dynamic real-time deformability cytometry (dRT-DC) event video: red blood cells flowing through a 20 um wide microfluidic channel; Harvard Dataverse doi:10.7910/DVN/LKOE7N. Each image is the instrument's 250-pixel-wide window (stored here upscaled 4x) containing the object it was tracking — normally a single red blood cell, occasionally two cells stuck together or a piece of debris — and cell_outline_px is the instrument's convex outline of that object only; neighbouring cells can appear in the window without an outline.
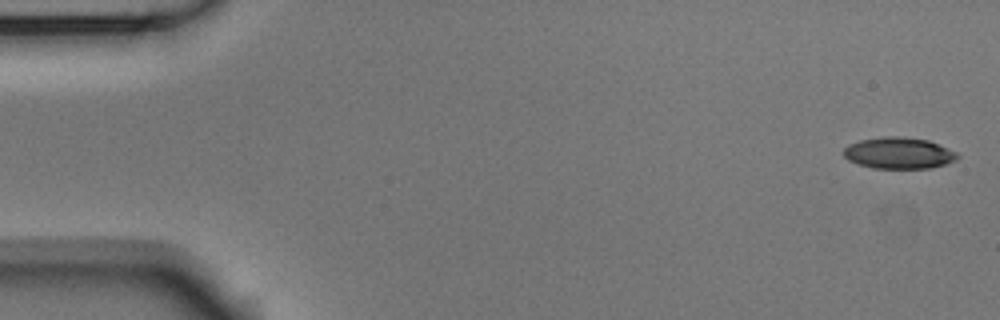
{"species": "Egyptian fruit bat (a non-hibernating species)", "species_latin": "Rousettus aegyptiacus", "temperature_condition": "room temperature", "stored_images_in_passage": 15, "camera_frame_rate_fps": 3000, "um_per_image_px": 0.085, "animal": {"sex": "male"}, "frame": {"image": 1, "passage_image": 1, "time_ms": 0.0, "image_size_px": [1000, 320], "cell_outline_px": [[960, 156], [956, 160], [932, 168], [872, 168], [848, 160], [844, 156], [844, 148], [848, 144], [860, 140], [884, 136], [904, 136], [928, 140], [940, 144], [956, 152]], "centroid_in_image_um": [76.41, 13.0], "position_along_channel_um": 8.6, "area_um2": 20.92}}